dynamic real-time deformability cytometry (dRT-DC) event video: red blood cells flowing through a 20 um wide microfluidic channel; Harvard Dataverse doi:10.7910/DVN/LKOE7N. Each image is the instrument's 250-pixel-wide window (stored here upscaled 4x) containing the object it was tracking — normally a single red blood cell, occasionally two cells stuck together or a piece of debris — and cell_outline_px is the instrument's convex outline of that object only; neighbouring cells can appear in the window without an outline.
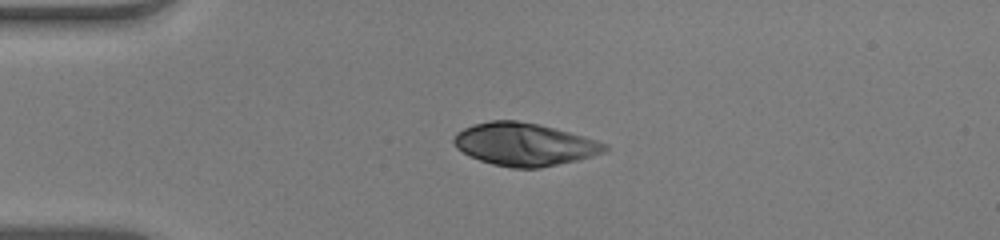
{"species": "human", "species_latin": "Homo sapiens", "temperature_condition": "warm", "stored_images_in_passage": 41, "camera_frame_rate_fps": 3000, "um_per_image_px": 0.085, "donor": {"sex": "male"}, "frame": {"image": 1, "passage_image": 1, "time_ms": 0.0, "image_size_px": [1000, 240], "cell_outline_px": [[608, 152], [576, 160], [540, 168], [512, 168], [492, 164], [480, 160], [456, 148], [452, 140], [456, 132], [464, 128], [488, 120], [516, 120], [536, 124], [584, 136], [608, 144]], "centroid_in_image_um": [44.58, 12.27], "position_along_channel_um": 40.4, "area_um2": 37.4}}
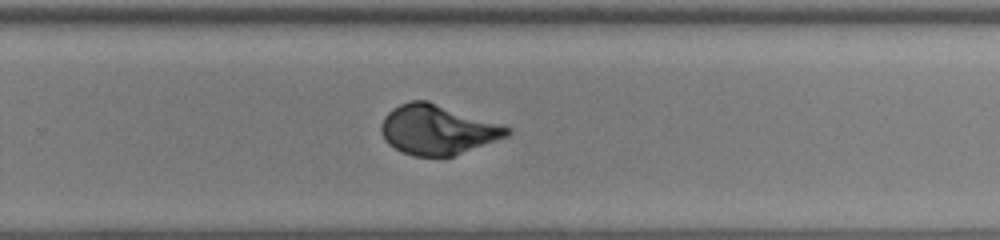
{"frame": {"image": 2, "passage_image": 23, "time_ms": 7.333, "image_size_px": [1000, 240], "cell_outline_px": [[512, 132], [508, 136], [452, 156], [416, 156], [400, 152], [388, 144], [384, 140], [380, 128], [380, 124], [384, 116], [392, 108], [400, 104], [412, 100], [428, 100], [512, 128]], "centroid_in_image_um": [37.15, 11.02], "position_along_channel_um": 292.6, "area_um2": 36.47}}
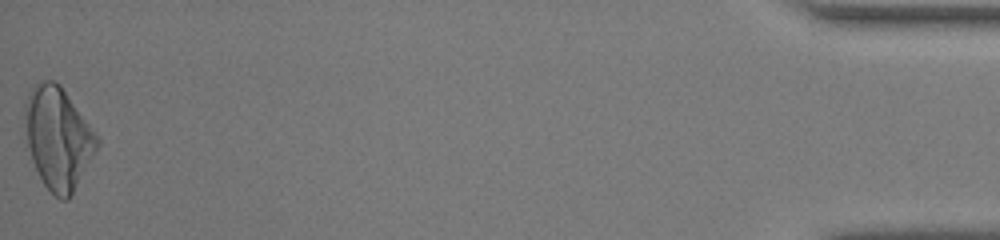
{"frame": {"image": 3, "passage_image": 41, "time_ms": 13.333, "image_size_px": [1000, 240], "cell_outline_px": [[100, 144], [68, 200], [60, 200], [44, 184], [32, 160], [28, 144], [24, 112], [24, 104], [28, 92], [36, 84], [44, 80], [56, 80], [60, 84], [96, 132], [100, 140]], "centroid_in_image_um": [4.95, 11.7], "position_along_channel_um": 430.3, "area_um2": 42.54}, "authors_computed_cell_mechanics": {"area_um2": 37.1076, "velocity_mm_per_s": 3.8962, "shape_relaxation_time_tau1_ms": 3.6298, "shape_relaxation_time_tau2_ms": null, "deformation_change_tau1": 0.2134, "deformation_change_tau2": null}}